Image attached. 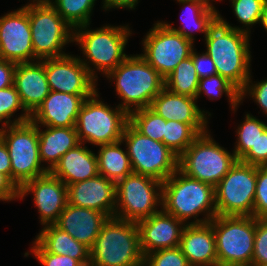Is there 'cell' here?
<instances>
[{"label":"cell","mask_w":267,"mask_h":266,"mask_svg":"<svg viewBox=\"0 0 267 266\" xmlns=\"http://www.w3.org/2000/svg\"><path fill=\"white\" fill-rule=\"evenodd\" d=\"M162 210L185 224L210 222L217 216L215 187L177 169L162 182ZM202 213L205 217L197 218ZM190 218L194 220L189 222Z\"/></svg>","instance_id":"1"},{"label":"cell","mask_w":267,"mask_h":266,"mask_svg":"<svg viewBox=\"0 0 267 266\" xmlns=\"http://www.w3.org/2000/svg\"><path fill=\"white\" fill-rule=\"evenodd\" d=\"M250 35L224 25L219 19L205 37L206 53L217 74L241 91L251 76Z\"/></svg>","instance_id":"2"},{"label":"cell","mask_w":267,"mask_h":266,"mask_svg":"<svg viewBox=\"0 0 267 266\" xmlns=\"http://www.w3.org/2000/svg\"><path fill=\"white\" fill-rule=\"evenodd\" d=\"M88 28L89 24L75 28L73 42L79 45L83 57L86 58L82 59L79 56L81 63L97 81L98 71L107 76L129 56L124 49L132 31L128 25L106 24L95 30Z\"/></svg>","instance_id":"3"},{"label":"cell","mask_w":267,"mask_h":266,"mask_svg":"<svg viewBox=\"0 0 267 266\" xmlns=\"http://www.w3.org/2000/svg\"><path fill=\"white\" fill-rule=\"evenodd\" d=\"M106 78L115 81V91L121 99L118 106L128 114L150 107L165 88L164 78L140 54L128 56Z\"/></svg>","instance_id":"4"},{"label":"cell","mask_w":267,"mask_h":266,"mask_svg":"<svg viewBox=\"0 0 267 266\" xmlns=\"http://www.w3.org/2000/svg\"><path fill=\"white\" fill-rule=\"evenodd\" d=\"M137 222L110 217L93 247L90 263L96 266H143Z\"/></svg>","instance_id":"5"},{"label":"cell","mask_w":267,"mask_h":266,"mask_svg":"<svg viewBox=\"0 0 267 266\" xmlns=\"http://www.w3.org/2000/svg\"><path fill=\"white\" fill-rule=\"evenodd\" d=\"M0 139L9 152L11 180L19 189L26 182L49 172L39 156L38 125L31 120L0 127Z\"/></svg>","instance_id":"6"},{"label":"cell","mask_w":267,"mask_h":266,"mask_svg":"<svg viewBox=\"0 0 267 266\" xmlns=\"http://www.w3.org/2000/svg\"><path fill=\"white\" fill-rule=\"evenodd\" d=\"M98 91L87 98L78 114L76 131L80 143L102 145L122 139L129 114L118 105L115 108L99 100Z\"/></svg>","instance_id":"7"},{"label":"cell","mask_w":267,"mask_h":266,"mask_svg":"<svg viewBox=\"0 0 267 266\" xmlns=\"http://www.w3.org/2000/svg\"><path fill=\"white\" fill-rule=\"evenodd\" d=\"M220 266H251L256 218L217 215L211 221Z\"/></svg>","instance_id":"8"},{"label":"cell","mask_w":267,"mask_h":266,"mask_svg":"<svg viewBox=\"0 0 267 266\" xmlns=\"http://www.w3.org/2000/svg\"><path fill=\"white\" fill-rule=\"evenodd\" d=\"M238 159L211 137L200 134L179 156L178 169L187 176L216 186Z\"/></svg>","instance_id":"9"},{"label":"cell","mask_w":267,"mask_h":266,"mask_svg":"<svg viewBox=\"0 0 267 266\" xmlns=\"http://www.w3.org/2000/svg\"><path fill=\"white\" fill-rule=\"evenodd\" d=\"M161 210V181L150 176L131 173L116 183L114 217L138 222Z\"/></svg>","instance_id":"10"},{"label":"cell","mask_w":267,"mask_h":266,"mask_svg":"<svg viewBox=\"0 0 267 266\" xmlns=\"http://www.w3.org/2000/svg\"><path fill=\"white\" fill-rule=\"evenodd\" d=\"M29 22L34 61L69 54L62 49L66 44L74 43V30L48 1L29 3Z\"/></svg>","instance_id":"11"},{"label":"cell","mask_w":267,"mask_h":266,"mask_svg":"<svg viewBox=\"0 0 267 266\" xmlns=\"http://www.w3.org/2000/svg\"><path fill=\"white\" fill-rule=\"evenodd\" d=\"M130 157L133 173L164 182L178 169L179 156L160 141L142 135L130 123L122 139Z\"/></svg>","instance_id":"12"},{"label":"cell","mask_w":267,"mask_h":266,"mask_svg":"<svg viewBox=\"0 0 267 266\" xmlns=\"http://www.w3.org/2000/svg\"><path fill=\"white\" fill-rule=\"evenodd\" d=\"M257 166L240 160L215 186L217 215L253 216Z\"/></svg>","instance_id":"13"},{"label":"cell","mask_w":267,"mask_h":266,"mask_svg":"<svg viewBox=\"0 0 267 266\" xmlns=\"http://www.w3.org/2000/svg\"><path fill=\"white\" fill-rule=\"evenodd\" d=\"M140 55L165 79L176 66L191 55L194 44L157 21L142 40Z\"/></svg>","instance_id":"14"},{"label":"cell","mask_w":267,"mask_h":266,"mask_svg":"<svg viewBox=\"0 0 267 266\" xmlns=\"http://www.w3.org/2000/svg\"><path fill=\"white\" fill-rule=\"evenodd\" d=\"M0 58L15 63L34 62L29 2L0 17Z\"/></svg>","instance_id":"15"},{"label":"cell","mask_w":267,"mask_h":266,"mask_svg":"<svg viewBox=\"0 0 267 266\" xmlns=\"http://www.w3.org/2000/svg\"><path fill=\"white\" fill-rule=\"evenodd\" d=\"M41 61L45 66L50 90L72 95H93L98 90L97 81L78 56L67 54Z\"/></svg>","instance_id":"16"},{"label":"cell","mask_w":267,"mask_h":266,"mask_svg":"<svg viewBox=\"0 0 267 266\" xmlns=\"http://www.w3.org/2000/svg\"><path fill=\"white\" fill-rule=\"evenodd\" d=\"M38 209L42 226L55 224L68 204L67 186L51 172L26 182L19 189V199L30 194Z\"/></svg>","instance_id":"17"},{"label":"cell","mask_w":267,"mask_h":266,"mask_svg":"<svg viewBox=\"0 0 267 266\" xmlns=\"http://www.w3.org/2000/svg\"><path fill=\"white\" fill-rule=\"evenodd\" d=\"M149 108L166 121L189 124L199 135L208 131L207 118L211 113L200 109L194 97L175 94L164 88Z\"/></svg>","instance_id":"18"},{"label":"cell","mask_w":267,"mask_h":266,"mask_svg":"<svg viewBox=\"0 0 267 266\" xmlns=\"http://www.w3.org/2000/svg\"><path fill=\"white\" fill-rule=\"evenodd\" d=\"M140 249L145 256L154 251L179 246L186 224L163 210L137 222Z\"/></svg>","instance_id":"19"},{"label":"cell","mask_w":267,"mask_h":266,"mask_svg":"<svg viewBox=\"0 0 267 266\" xmlns=\"http://www.w3.org/2000/svg\"><path fill=\"white\" fill-rule=\"evenodd\" d=\"M68 203L77 207L95 209L114 217L116 183L103 175L67 186Z\"/></svg>","instance_id":"20"},{"label":"cell","mask_w":267,"mask_h":266,"mask_svg":"<svg viewBox=\"0 0 267 266\" xmlns=\"http://www.w3.org/2000/svg\"><path fill=\"white\" fill-rule=\"evenodd\" d=\"M91 96L50 90L43 103L31 115V121L41 126L75 127L84 101Z\"/></svg>","instance_id":"21"},{"label":"cell","mask_w":267,"mask_h":266,"mask_svg":"<svg viewBox=\"0 0 267 266\" xmlns=\"http://www.w3.org/2000/svg\"><path fill=\"white\" fill-rule=\"evenodd\" d=\"M13 85L23 107L32 115L50 92L44 63L41 60L16 63Z\"/></svg>","instance_id":"22"},{"label":"cell","mask_w":267,"mask_h":266,"mask_svg":"<svg viewBox=\"0 0 267 266\" xmlns=\"http://www.w3.org/2000/svg\"><path fill=\"white\" fill-rule=\"evenodd\" d=\"M108 216L91 208L67 204L55 225L91 249Z\"/></svg>","instance_id":"23"},{"label":"cell","mask_w":267,"mask_h":266,"mask_svg":"<svg viewBox=\"0 0 267 266\" xmlns=\"http://www.w3.org/2000/svg\"><path fill=\"white\" fill-rule=\"evenodd\" d=\"M179 247L190 266H209L218 263L215 234L210 222L186 224Z\"/></svg>","instance_id":"24"},{"label":"cell","mask_w":267,"mask_h":266,"mask_svg":"<svg viewBox=\"0 0 267 266\" xmlns=\"http://www.w3.org/2000/svg\"><path fill=\"white\" fill-rule=\"evenodd\" d=\"M84 145L80 143L67 151L50 171L66 186L94 178L99 174L97 154Z\"/></svg>","instance_id":"25"},{"label":"cell","mask_w":267,"mask_h":266,"mask_svg":"<svg viewBox=\"0 0 267 266\" xmlns=\"http://www.w3.org/2000/svg\"><path fill=\"white\" fill-rule=\"evenodd\" d=\"M38 125L39 156L41 163L46 162L50 172L60 158L80 141L75 127H50Z\"/></svg>","instance_id":"26"},{"label":"cell","mask_w":267,"mask_h":266,"mask_svg":"<svg viewBox=\"0 0 267 266\" xmlns=\"http://www.w3.org/2000/svg\"><path fill=\"white\" fill-rule=\"evenodd\" d=\"M182 4L184 11L181 15L182 27L175 28L173 24L162 21L169 29L181 34L184 38L194 43L193 31L204 34V39L208 35L210 28L219 19V11L215 7H210L198 0H176ZM186 14V15H185Z\"/></svg>","instance_id":"27"},{"label":"cell","mask_w":267,"mask_h":266,"mask_svg":"<svg viewBox=\"0 0 267 266\" xmlns=\"http://www.w3.org/2000/svg\"><path fill=\"white\" fill-rule=\"evenodd\" d=\"M35 241L47 252L70 256L83 265L90 263V249L55 224L43 226Z\"/></svg>","instance_id":"28"},{"label":"cell","mask_w":267,"mask_h":266,"mask_svg":"<svg viewBox=\"0 0 267 266\" xmlns=\"http://www.w3.org/2000/svg\"><path fill=\"white\" fill-rule=\"evenodd\" d=\"M121 140L115 143L99 145L97 157L98 173L117 183L125 176L133 173L130 157L120 146Z\"/></svg>","instance_id":"29"},{"label":"cell","mask_w":267,"mask_h":266,"mask_svg":"<svg viewBox=\"0 0 267 266\" xmlns=\"http://www.w3.org/2000/svg\"><path fill=\"white\" fill-rule=\"evenodd\" d=\"M164 80L170 92L196 98L199 78L191 56L181 61Z\"/></svg>","instance_id":"30"},{"label":"cell","mask_w":267,"mask_h":266,"mask_svg":"<svg viewBox=\"0 0 267 266\" xmlns=\"http://www.w3.org/2000/svg\"><path fill=\"white\" fill-rule=\"evenodd\" d=\"M96 1L97 0H48L73 30L77 27L91 24L90 20Z\"/></svg>","instance_id":"31"},{"label":"cell","mask_w":267,"mask_h":266,"mask_svg":"<svg viewBox=\"0 0 267 266\" xmlns=\"http://www.w3.org/2000/svg\"><path fill=\"white\" fill-rule=\"evenodd\" d=\"M202 94H205L209 100H217L225 94L228 97L230 108L232 111H236L240 101V91L230 83L226 78L219 74L199 79L198 91L196 99Z\"/></svg>","instance_id":"32"},{"label":"cell","mask_w":267,"mask_h":266,"mask_svg":"<svg viewBox=\"0 0 267 266\" xmlns=\"http://www.w3.org/2000/svg\"><path fill=\"white\" fill-rule=\"evenodd\" d=\"M244 120L236 129L237 141L233 152L238 160H240L249 149L255 145L259 136L267 129V124L252 114H245Z\"/></svg>","instance_id":"33"},{"label":"cell","mask_w":267,"mask_h":266,"mask_svg":"<svg viewBox=\"0 0 267 266\" xmlns=\"http://www.w3.org/2000/svg\"><path fill=\"white\" fill-rule=\"evenodd\" d=\"M233 13L242 27L231 26L219 13V20L226 26L245 32L250 35V27L258 24L261 19L265 0H230ZM245 27V28H243Z\"/></svg>","instance_id":"34"},{"label":"cell","mask_w":267,"mask_h":266,"mask_svg":"<svg viewBox=\"0 0 267 266\" xmlns=\"http://www.w3.org/2000/svg\"><path fill=\"white\" fill-rule=\"evenodd\" d=\"M129 123L142 135L163 143L166 120L149 107L131 112Z\"/></svg>","instance_id":"35"},{"label":"cell","mask_w":267,"mask_h":266,"mask_svg":"<svg viewBox=\"0 0 267 266\" xmlns=\"http://www.w3.org/2000/svg\"><path fill=\"white\" fill-rule=\"evenodd\" d=\"M198 136L189 124L168 120L165 124L163 143L180 156Z\"/></svg>","instance_id":"36"},{"label":"cell","mask_w":267,"mask_h":266,"mask_svg":"<svg viewBox=\"0 0 267 266\" xmlns=\"http://www.w3.org/2000/svg\"><path fill=\"white\" fill-rule=\"evenodd\" d=\"M22 110L21 115L11 120L18 110ZM31 120V115L23 107L19 94L14 85L0 89V123L2 126L20 124Z\"/></svg>","instance_id":"37"},{"label":"cell","mask_w":267,"mask_h":266,"mask_svg":"<svg viewBox=\"0 0 267 266\" xmlns=\"http://www.w3.org/2000/svg\"><path fill=\"white\" fill-rule=\"evenodd\" d=\"M143 266H190L179 246L154 251L144 256Z\"/></svg>","instance_id":"38"},{"label":"cell","mask_w":267,"mask_h":266,"mask_svg":"<svg viewBox=\"0 0 267 266\" xmlns=\"http://www.w3.org/2000/svg\"><path fill=\"white\" fill-rule=\"evenodd\" d=\"M253 217L267 218V166H257Z\"/></svg>","instance_id":"39"},{"label":"cell","mask_w":267,"mask_h":266,"mask_svg":"<svg viewBox=\"0 0 267 266\" xmlns=\"http://www.w3.org/2000/svg\"><path fill=\"white\" fill-rule=\"evenodd\" d=\"M32 243L31 253L29 251L25 252L24 257L33 254L42 266H84L79 260L70 256L45 251L35 240Z\"/></svg>","instance_id":"40"},{"label":"cell","mask_w":267,"mask_h":266,"mask_svg":"<svg viewBox=\"0 0 267 266\" xmlns=\"http://www.w3.org/2000/svg\"><path fill=\"white\" fill-rule=\"evenodd\" d=\"M252 264L267 265V218L256 219Z\"/></svg>","instance_id":"41"},{"label":"cell","mask_w":267,"mask_h":266,"mask_svg":"<svg viewBox=\"0 0 267 266\" xmlns=\"http://www.w3.org/2000/svg\"><path fill=\"white\" fill-rule=\"evenodd\" d=\"M251 78L252 75L245 87L240 91V101L243 102V98L249 95L256 104L258 103L260 110L267 117V79L255 83Z\"/></svg>","instance_id":"42"},{"label":"cell","mask_w":267,"mask_h":266,"mask_svg":"<svg viewBox=\"0 0 267 266\" xmlns=\"http://www.w3.org/2000/svg\"><path fill=\"white\" fill-rule=\"evenodd\" d=\"M240 161L254 166H267V129Z\"/></svg>","instance_id":"43"},{"label":"cell","mask_w":267,"mask_h":266,"mask_svg":"<svg viewBox=\"0 0 267 266\" xmlns=\"http://www.w3.org/2000/svg\"><path fill=\"white\" fill-rule=\"evenodd\" d=\"M190 56L192 57L199 79L217 75L216 66L206 51L200 54L193 48Z\"/></svg>","instance_id":"44"},{"label":"cell","mask_w":267,"mask_h":266,"mask_svg":"<svg viewBox=\"0 0 267 266\" xmlns=\"http://www.w3.org/2000/svg\"><path fill=\"white\" fill-rule=\"evenodd\" d=\"M16 199H19V188L7 175L0 172V201Z\"/></svg>","instance_id":"45"},{"label":"cell","mask_w":267,"mask_h":266,"mask_svg":"<svg viewBox=\"0 0 267 266\" xmlns=\"http://www.w3.org/2000/svg\"><path fill=\"white\" fill-rule=\"evenodd\" d=\"M16 63L0 58V89L13 85Z\"/></svg>","instance_id":"46"},{"label":"cell","mask_w":267,"mask_h":266,"mask_svg":"<svg viewBox=\"0 0 267 266\" xmlns=\"http://www.w3.org/2000/svg\"><path fill=\"white\" fill-rule=\"evenodd\" d=\"M103 1V10L107 11L109 9L115 8H126L127 9H135L139 0H102Z\"/></svg>","instance_id":"47"},{"label":"cell","mask_w":267,"mask_h":266,"mask_svg":"<svg viewBox=\"0 0 267 266\" xmlns=\"http://www.w3.org/2000/svg\"><path fill=\"white\" fill-rule=\"evenodd\" d=\"M0 172L11 179V161L7 146L0 139Z\"/></svg>","instance_id":"48"},{"label":"cell","mask_w":267,"mask_h":266,"mask_svg":"<svg viewBox=\"0 0 267 266\" xmlns=\"http://www.w3.org/2000/svg\"><path fill=\"white\" fill-rule=\"evenodd\" d=\"M259 24H261L267 32V0L264 2Z\"/></svg>","instance_id":"49"},{"label":"cell","mask_w":267,"mask_h":266,"mask_svg":"<svg viewBox=\"0 0 267 266\" xmlns=\"http://www.w3.org/2000/svg\"><path fill=\"white\" fill-rule=\"evenodd\" d=\"M198 1H201V2H204L205 4L209 5L210 7H215L212 3V1L214 0H198ZM217 1V0H215ZM218 1H222V0H218Z\"/></svg>","instance_id":"50"},{"label":"cell","mask_w":267,"mask_h":266,"mask_svg":"<svg viewBox=\"0 0 267 266\" xmlns=\"http://www.w3.org/2000/svg\"><path fill=\"white\" fill-rule=\"evenodd\" d=\"M30 4H36V3H44L47 2L48 0H29Z\"/></svg>","instance_id":"51"},{"label":"cell","mask_w":267,"mask_h":266,"mask_svg":"<svg viewBox=\"0 0 267 266\" xmlns=\"http://www.w3.org/2000/svg\"><path fill=\"white\" fill-rule=\"evenodd\" d=\"M251 266H267V265H262V264H252Z\"/></svg>","instance_id":"52"},{"label":"cell","mask_w":267,"mask_h":266,"mask_svg":"<svg viewBox=\"0 0 267 266\" xmlns=\"http://www.w3.org/2000/svg\"><path fill=\"white\" fill-rule=\"evenodd\" d=\"M84 266H96V265H93L92 263H88V264H85Z\"/></svg>","instance_id":"53"},{"label":"cell","mask_w":267,"mask_h":266,"mask_svg":"<svg viewBox=\"0 0 267 266\" xmlns=\"http://www.w3.org/2000/svg\"><path fill=\"white\" fill-rule=\"evenodd\" d=\"M209 266H220V265L217 263V264H214V265H209Z\"/></svg>","instance_id":"54"}]
</instances>
